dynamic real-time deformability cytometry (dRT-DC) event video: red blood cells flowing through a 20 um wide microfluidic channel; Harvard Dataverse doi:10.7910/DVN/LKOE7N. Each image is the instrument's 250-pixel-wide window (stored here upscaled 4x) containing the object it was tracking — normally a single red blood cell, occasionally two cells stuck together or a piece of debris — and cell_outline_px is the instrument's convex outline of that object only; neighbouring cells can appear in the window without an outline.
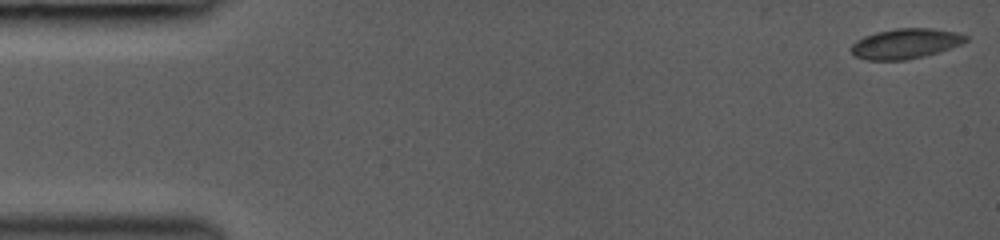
{"species": "common noctule bat (a hibernating species)", "species_latin": "Nyctalus noctula", "temperature_condition": "room temperature", "stored_images_in_passage": 80, "camera_frame_rate_fps": 3000, "um_per_image_px": 0.085, "animal": {"sex": "female", "body_mass_g": 19.0, "forearm_length_mm": 53.3}, "frame": {"image": 1, "passage_image": 1, "time_ms": 0.0, "image_size_px": [1000, 240], "cell_outline_px": [[968, 40], [960, 44], [924, 56], [904, 60], [868, 60], [852, 56], [852, 44], [856, 40], [864, 36], [876, 32], [896, 28], [932, 28], [960, 32], [968, 36]], "centroid_in_image_um": [76.96, 3.7], "position_along_channel_um": 8.0, "area_um2": 20.11}}
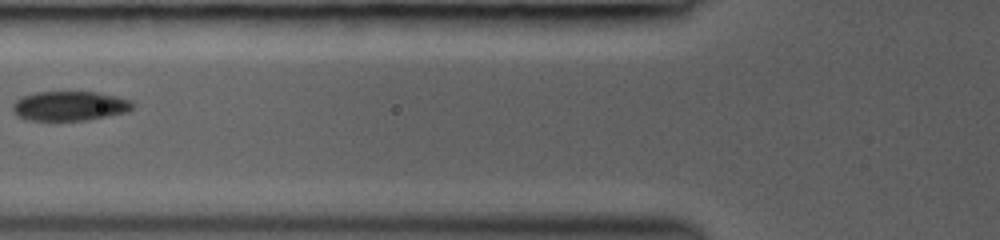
{"frame": {"image": 2, "passage_image": 26, "time_ms": 6.0, "image_size_px": [1000, 240], "cell_outline_px": [[136, 104], [128, 112], [88, 120], [24, 120], [16, 116], [12, 112], [12, 104], [20, 96], [36, 92], [96, 92], [116, 96], [132, 100]], "centroid_in_image_um": [5.9, 9.01], "position_along_channel_um": 119.9, "area_um2": 20.98}}
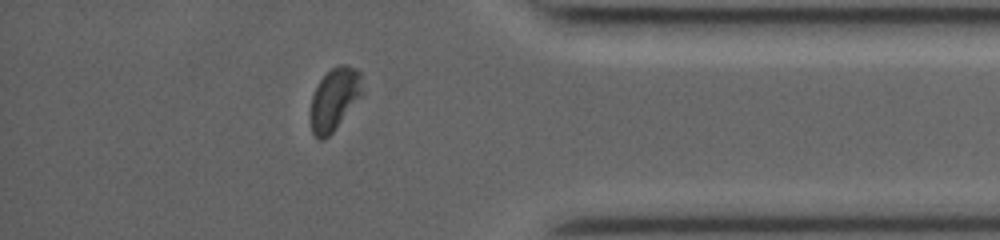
{"frame": {"image": 3, "passage_image": 68, "time_ms": 13.0, "image_size_px": [1000, 240], "cell_outline_px": [[364, 92], [336, 128], [324, 140], [320, 140], [312, 132], [312, 96], [320, 80], [332, 68], [340, 64], [344, 64], [356, 68], [360, 72]], "centroid_in_image_um": [28.47, 8.4], "position_along_channel_um": 406.7, "area_um2": 18.5}, "authors_computed_cell_mechanics": {"area_um2": 20.2011, "velocity_mm_per_s": 4.2418, "shape_relaxation_time_tau1_ms": 2.7076, "shape_relaxation_time_tau2_ms": null, "deformation_change_tau1": 0.0938, "deformation_change_tau2": null}}